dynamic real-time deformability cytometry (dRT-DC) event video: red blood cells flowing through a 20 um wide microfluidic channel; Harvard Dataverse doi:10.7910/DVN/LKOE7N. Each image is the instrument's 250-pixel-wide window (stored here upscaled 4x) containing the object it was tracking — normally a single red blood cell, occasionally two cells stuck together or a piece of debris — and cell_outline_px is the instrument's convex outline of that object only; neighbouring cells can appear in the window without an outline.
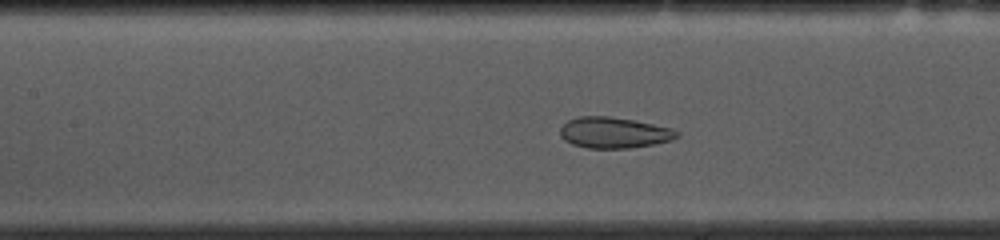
{"species": "common noctule bat (a hibernating species)", "species_latin": "Nyctalus noctula", "temperature_condition": "cold", "stored_images_in_passage": 49, "camera_frame_rate_fps": 3000, "um_per_image_px": 0.085, "animal": {"sex": "female", "body_mass_g": 10.0, "forearm_length_mm": 53.1}, "frame": {"image": 1, "passage_image": 23, "time_ms": 7.333, "image_size_px": [1000, 240], "cell_outline_px": [[680, 136], [672, 140], [652, 144], [628, 148], [588, 148], [572, 144], [564, 140], [560, 136], [560, 128], [568, 120], [580, 116], [608, 116], [632, 120], [672, 128], [680, 132]], "centroid_in_image_um": [52.18, 11.28], "position_along_channel_um": 155.2, "area_um2": 20.98}}
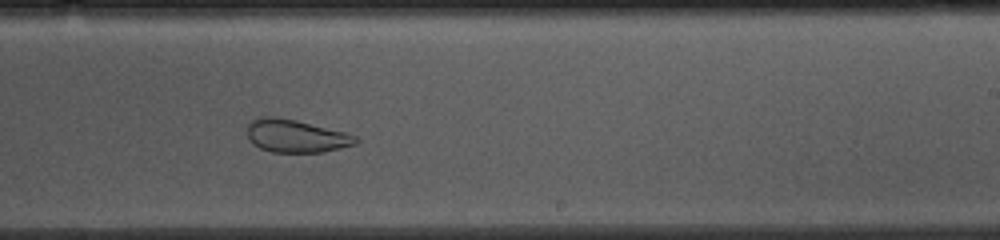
{"frame": {"image": 2, "passage_image": 32, "time_ms": 10.333, "image_size_px": [1000, 240], "cell_outline_px": [[360, 140], [356, 144], [340, 148], [320, 152], [272, 152], [260, 148], [252, 144], [248, 136], [248, 124], [256, 116], [276, 116], [296, 120], [344, 132], [356, 136]], "centroid_in_image_um": [25.13, 11.55], "position_along_channel_um": 263.9, "area_um2": 20.81}}
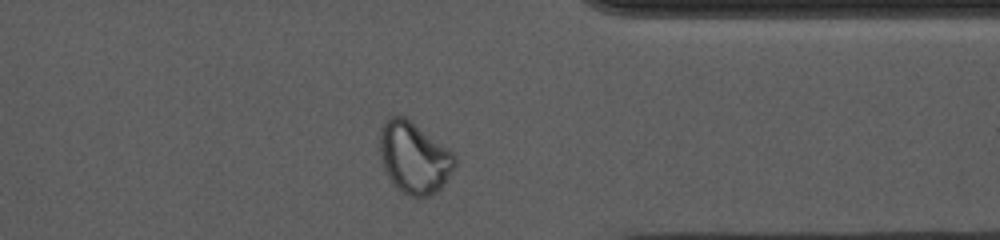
{"frame": {"image": 3, "passage_image": 42, "time_ms": 13.667, "image_size_px": [1000, 240], "cell_outline_px": [[456, 164], [444, 184], [436, 192], [428, 196], [412, 196], [400, 192], [396, 188], [388, 176], [380, 160], [380, 124], [388, 116], [404, 116], [452, 152], [456, 156]], "centroid_in_image_um": [35.16, 13.4], "position_along_channel_um": 376.2, "area_um2": 31.1}, "authors_computed_cell_mechanics": {"area_um2": 26.5302, "velocity_mm_per_s": 3.6393, "shape_relaxation_time_tau1_ms": null, "shape_relaxation_time_tau2_ms": 1.2263, "deformation_change_tau1": null, "deformation_change_tau2": 0.0786}}